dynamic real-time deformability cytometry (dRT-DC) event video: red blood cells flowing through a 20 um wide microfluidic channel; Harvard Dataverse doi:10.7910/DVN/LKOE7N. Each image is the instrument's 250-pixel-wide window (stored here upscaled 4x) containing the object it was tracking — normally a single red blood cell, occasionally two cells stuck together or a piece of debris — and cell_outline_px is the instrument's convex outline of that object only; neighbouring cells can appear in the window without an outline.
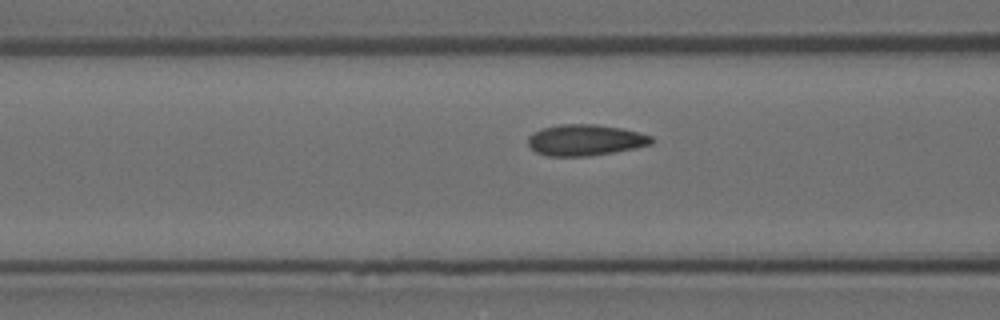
{"species": "Egyptian fruit bat (a non-hibernating species)", "species_latin": "Rousettus aegyptiacus", "temperature_condition": "room temperature", "stored_images_in_passage": 12, "camera_frame_rate_fps": 3000, "um_per_image_px": 0.085, "animal": {"sex": "female"}, "frame": {"image": 1, "passage_image": 10, "time_ms": 3.0, "image_size_px": [1000, 320], "cell_outline_px": [[656, 140], [652, 144], [636, 148], [588, 156], [548, 156], [536, 152], [528, 144], [528, 136], [532, 132], [544, 128], [560, 124], [596, 124], [620, 128], [640, 132], [652, 136]], "centroid_in_image_um": [49.77, 11.9], "position_along_channel_um": 116.8, "area_um2": 22.48}}